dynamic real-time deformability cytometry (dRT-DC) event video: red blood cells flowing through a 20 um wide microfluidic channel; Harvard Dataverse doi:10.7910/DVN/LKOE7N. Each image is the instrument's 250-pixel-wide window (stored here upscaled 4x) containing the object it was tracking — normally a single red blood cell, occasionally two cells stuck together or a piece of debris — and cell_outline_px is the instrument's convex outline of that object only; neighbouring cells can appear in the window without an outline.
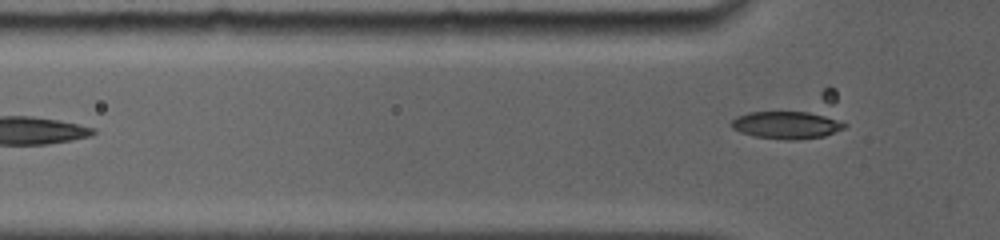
{"species": "common noctule bat (a hibernating species)", "species_latin": "Nyctalus noctula", "temperature_condition": "room temperature", "stored_images_in_passage": 5, "camera_frame_rate_fps": 5000, "um_per_image_px": 0.085, "animal": {"sex": "female", "body_mass_g": 19.0, "forearm_length_mm": 56.7}, "frame": {"image": 1, "passage_image": 5, "time_ms": 3.8, "image_size_px": [1000, 240], "cell_outline_px": [[848, 124], [844, 128], [824, 136], [792, 140], [756, 136], [740, 132], [732, 128], [728, 124], [736, 116], [748, 112], [824, 88], [836, 88]], "centroid_in_image_um": [67.63, 9.97], "position_along_channel_um": 58.2, "area_um2": 28.61}}